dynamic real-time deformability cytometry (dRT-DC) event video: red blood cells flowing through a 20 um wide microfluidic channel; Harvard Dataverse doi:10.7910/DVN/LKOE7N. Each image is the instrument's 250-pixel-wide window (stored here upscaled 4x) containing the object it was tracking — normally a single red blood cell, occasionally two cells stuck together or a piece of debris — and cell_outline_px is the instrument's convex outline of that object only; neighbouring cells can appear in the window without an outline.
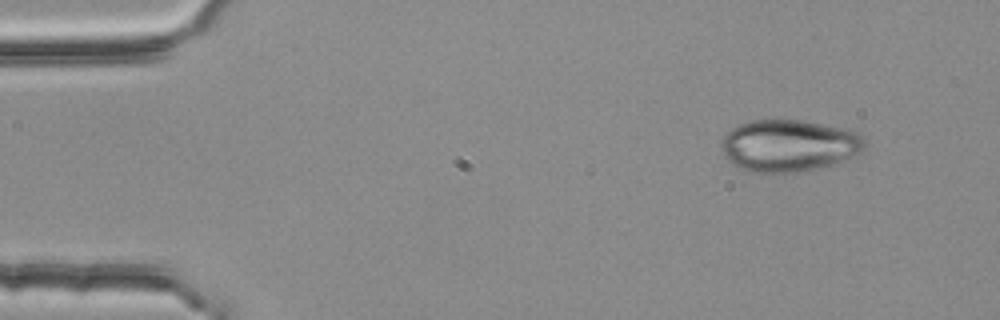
{"species": "common noctule bat (a hibernating species)", "species_latin": "Nyctalus noctula", "temperature_condition": "room temperature", "stored_images_in_passage": 3, "camera_frame_rate_fps": 3000, "um_per_image_px": 0.085, "animal": {"sex": "female", "body_mass_g": 25.1}, "frame": {"image": 1, "passage_image": 1, "time_ms": 0.0, "image_size_px": [1000, 320], "cell_outline_px": [[868, 144], [860, 152], [852, 156], [816, 168], [796, 172], [752, 172], [740, 168], [732, 164], [724, 156], [724, 136], [732, 128], [740, 124], [752, 120], [800, 120], [840, 128], [856, 132], [864, 136]], "centroid_in_image_um": [67.06, 12.37], "position_along_channel_um": 17.9, "area_um2": 42.66}}